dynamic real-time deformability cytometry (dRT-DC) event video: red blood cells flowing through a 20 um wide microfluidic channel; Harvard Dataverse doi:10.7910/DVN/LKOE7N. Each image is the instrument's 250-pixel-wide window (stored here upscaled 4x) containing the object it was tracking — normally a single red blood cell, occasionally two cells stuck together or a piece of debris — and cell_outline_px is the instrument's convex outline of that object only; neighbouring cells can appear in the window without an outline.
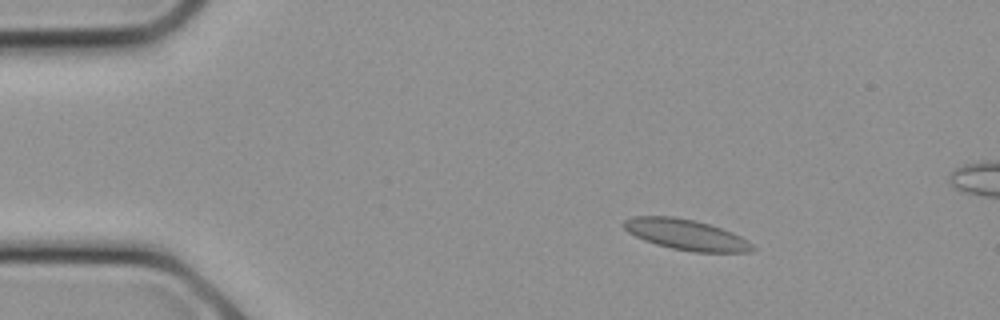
{"species": "common noctule bat (a hibernating species)", "species_latin": "Nyctalus noctula", "temperature_condition": "cold", "stored_images_in_passage": 8, "camera_frame_rate_fps": 3000, "um_per_image_px": 0.085, "animal": {"sex": "female", "body_mass_g": 21.9}, "frame": {"image": 1, "passage_image": 3, "time_ms": 0.667, "image_size_px": [1000, 320], "cell_outline_px": [[756, 248], [748, 252], [692, 252], [672, 248], [656, 244], [644, 240], [628, 232], [620, 224], [624, 220], [632, 216], [672, 216], [692, 220], [708, 224], [732, 232], [748, 240]], "centroid_in_image_um": [58.29, 19.94], "position_along_channel_um": 26.7, "area_um2": 22.89}}
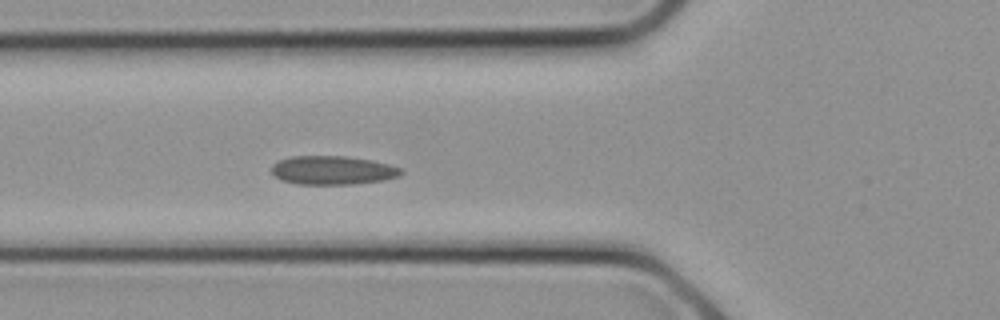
{"frame": {"image": 2, "passage_image": 8, "time_ms": 2.333, "image_size_px": [1000, 320], "cell_outline_px": [[404, 172], [400, 176], [384, 180], [352, 184], [296, 184], [280, 180], [272, 176], [272, 164], [280, 160], [292, 156], [348, 156], [372, 160], [388, 164], [400, 168]], "centroid_in_image_um": [28.26, 14.47], "position_along_channel_um": 97.5, "area_um2": 21.85}}